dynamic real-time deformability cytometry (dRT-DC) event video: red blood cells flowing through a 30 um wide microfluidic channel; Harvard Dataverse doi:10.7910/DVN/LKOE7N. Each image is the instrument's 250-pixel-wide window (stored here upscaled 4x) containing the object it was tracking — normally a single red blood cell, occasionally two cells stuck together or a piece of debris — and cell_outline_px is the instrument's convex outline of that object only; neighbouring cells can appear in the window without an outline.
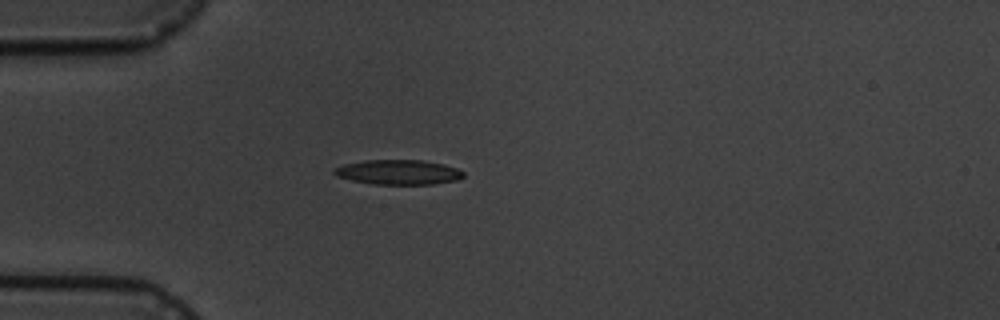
{"species": "common noctule bat (a hibernating species)", "species_latin": "Nyctalus noctula", "temperature_condition": "cold", "stored_images_in_passage": 8, "camera_frame_rate_fps": 3000, "um_per_image_px": 0.085, "animal": {"sex": "male", "body_mass_g": 19.5, "forearm_length_mm": 54.6}, "frame": {"image": 1, "passage_image": 5, "time_ms": 4.667, "image_size_px": [1000, 320], "cell_outline_px": [[464, 176], [456, 180], [432, 184], [372, 184], [352, 180], [336, 176], [332, 172], [332, 168], [344, 164], [364, 160], [424, 160], [444, 164], [456, 168], [464, 172]], "centroid_in_image_um": [33.83, 14.63], "position_along_channel_um": 51.2, "area_um2": 18.73}}
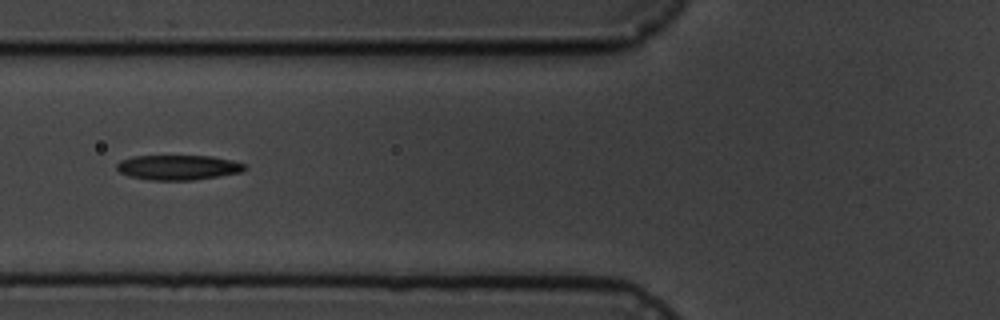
{"frame": {"image": 2, "passage_image": 7, "time_ms": 6.667, "image_size_px": [1000, 320], "cell_outline_px": [[248, 168], [244, 172], [192, 180], [148, 180], [128, 176], [120, 172], [116, 168], [116, 164], [120, 160], [132, 156], [212, 156], [232, 160], [244, 164]], "centroid_in_image_um": [15.14, 14.23], "position_along_channel_um": 110.7, "area_um2": 18.73}}
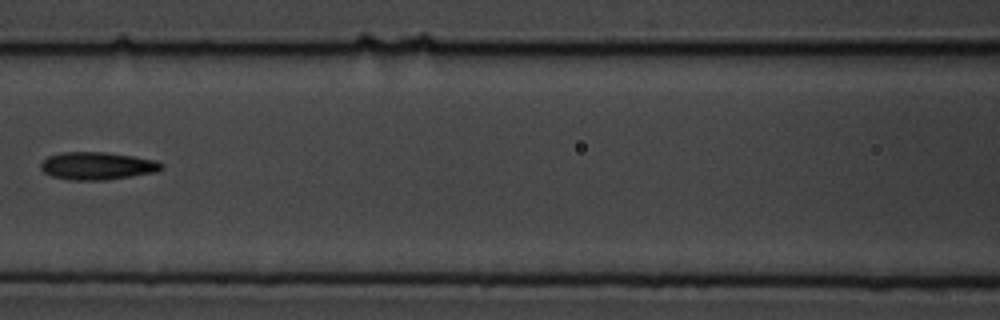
{"frame": {"image": 3, "passage_image": 8, "time_ms": 8.0, "image_size_px": [1000, 320], "cell_outline_px": [[164, 168], [156, 172], [104, 180], [72, 180], [52, 176], [44, 172], [40, 168], [40, 164], [48, 156], [64, 152], [104, 152], [132, 156], [156, 160], [164, 164]], "centroid_in_image_um": [8.28, 14.1], "position_along_channel_um": 158.3, "area_um2": 19.36}}